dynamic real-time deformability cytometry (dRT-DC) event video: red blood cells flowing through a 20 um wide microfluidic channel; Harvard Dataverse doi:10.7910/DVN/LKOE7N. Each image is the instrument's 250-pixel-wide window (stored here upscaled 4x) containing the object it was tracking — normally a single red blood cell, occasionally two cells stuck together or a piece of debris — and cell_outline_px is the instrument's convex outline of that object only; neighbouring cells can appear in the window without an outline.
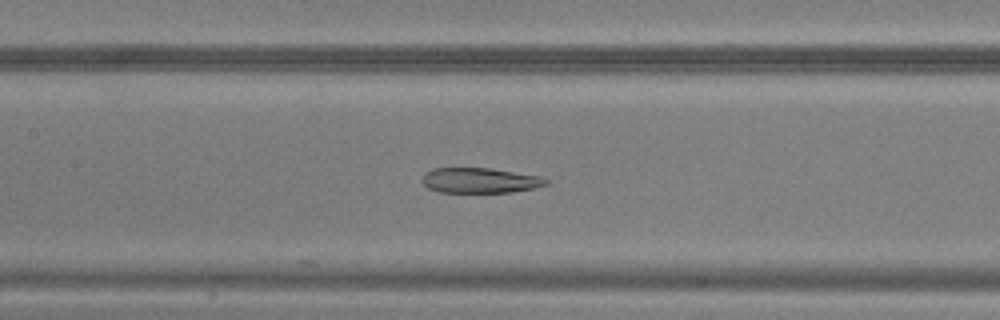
{"species": "common noctule bat (a hibernating species)", "species_latin": "Nyctalus noctula", "temperature_condition": "warm", "stored_images_in_passage": 43, "camera_frame_rate_fps": 3000, "um_per_image_px": 0.085, "animal": {"sex": "male", "body_mass_g": 20.5, "forearm_length_mm": 52.5}, "frame": {"image": 1, "passage_image": 16, "time_ms": 5.0, "image_size_px": [1000, 320], "cell_outline_px": [[548, 184], [532, 188], [512, 192], [440, 192], [428, 188], [420, 180], [424, 172], [432, 168], [488, 168], [540, 176], [548, 180]], "centroid_in_image_um": [40.74, 15.33], "position_along_channel_um": 166.7, "area_um2": 18.15}}
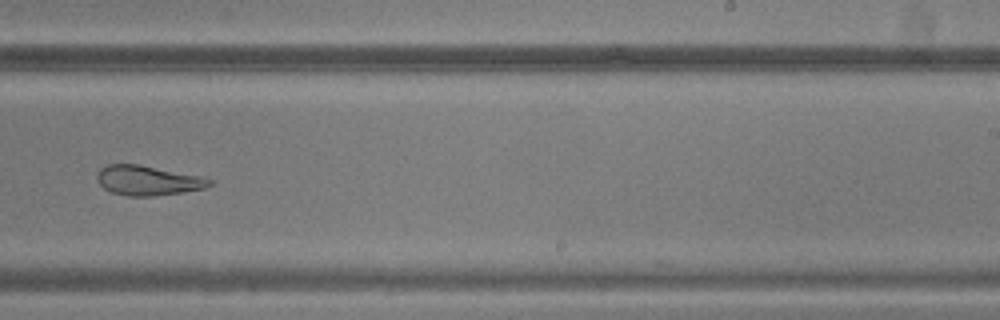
{"frame": {"image": 2, "passage_image": 24, "time_ms": 7.667, "image_size_px": [1000, 320], "cell_outline_px": [[212, 184], [204, 188], [184, 192], [152, 196], [128, 196], [112, 192], [104, 188], [96, 180], [96, 172], [100, 168], [108, 164], [140, 164], [200, 176], [212, 180]], "centroid_in_image_um": [12.53, 15.33], "position_along_channel_um": 276.5, "area_um2": 19.54}}
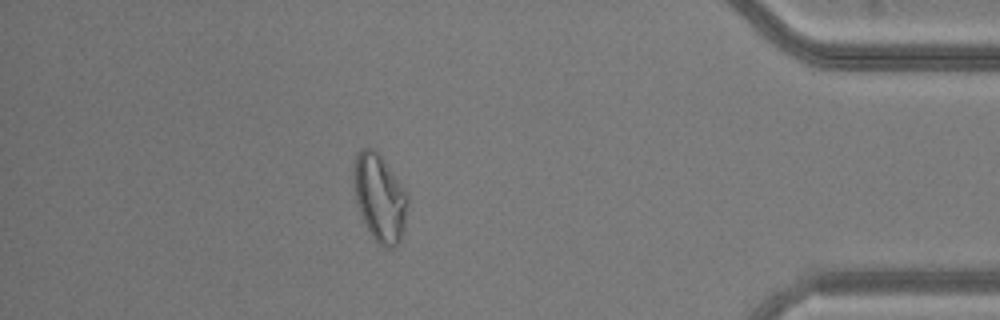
{"frame": {"image": 3, "passage_image": 36, "time_ms": 11.667, "image_size_px": [1000, 320], "cell_outline_px": [[408, 204], [404, 232], [400, 240], [392, 248], [384, 248], [372, 236], [360, 212], [356, 200], [352, 180], [352, 168], [356, 152], [360, 148], [372, 148], [384, 160], [408, 192]], "centroid_in_image_um": [32.27, 16.78], "position_along_channel_um": 402.9, "area_um2": 27.74}}